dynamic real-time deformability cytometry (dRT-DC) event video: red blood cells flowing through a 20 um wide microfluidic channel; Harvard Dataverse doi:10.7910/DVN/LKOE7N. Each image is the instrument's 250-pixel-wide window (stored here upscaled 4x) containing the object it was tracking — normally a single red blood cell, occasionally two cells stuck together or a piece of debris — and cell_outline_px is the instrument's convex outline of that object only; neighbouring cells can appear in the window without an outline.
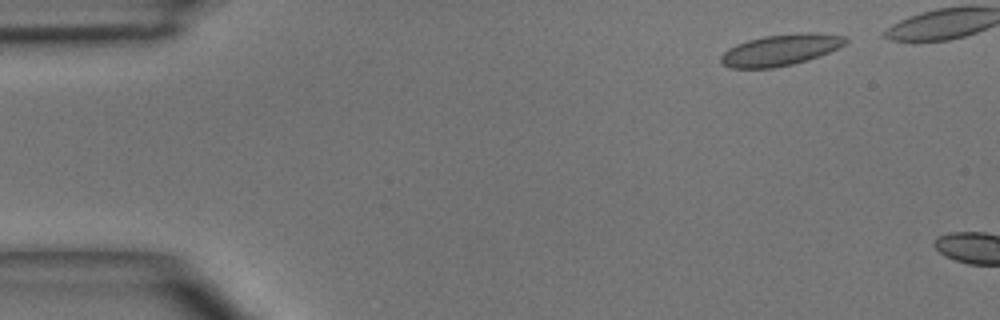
{"species": "common noctule bat (a hibernating species)", "species_latin": "Nyctalus noctula", "temperature_condition": "room temperature", "stored_images_in_passage": 2, "camera_frame_rate_fps": 3000, "um_per_image_px": 0.085, "animal": {"sex": "male", "body_mass_g": 15.6}, "frame": {"image": 1, "passage_image": 1, "time_ms": 0.0, "image_size_px": [1000, 320], "cell_outline_px": [[848, 40], [844, 44], [828, 52], [808, 60], [792, 64], [772, 68], [732, 68], [724, 64], [720, 60], [720, 56], [728, 48], [736, 44], [748, 40], [764, 36], [800, 32], [816, 32], [848, 36]], "centroid_in_image_um": [66.36, 4.23], "position_along_channel_um": 18.6, "area_um2": 22.72}}